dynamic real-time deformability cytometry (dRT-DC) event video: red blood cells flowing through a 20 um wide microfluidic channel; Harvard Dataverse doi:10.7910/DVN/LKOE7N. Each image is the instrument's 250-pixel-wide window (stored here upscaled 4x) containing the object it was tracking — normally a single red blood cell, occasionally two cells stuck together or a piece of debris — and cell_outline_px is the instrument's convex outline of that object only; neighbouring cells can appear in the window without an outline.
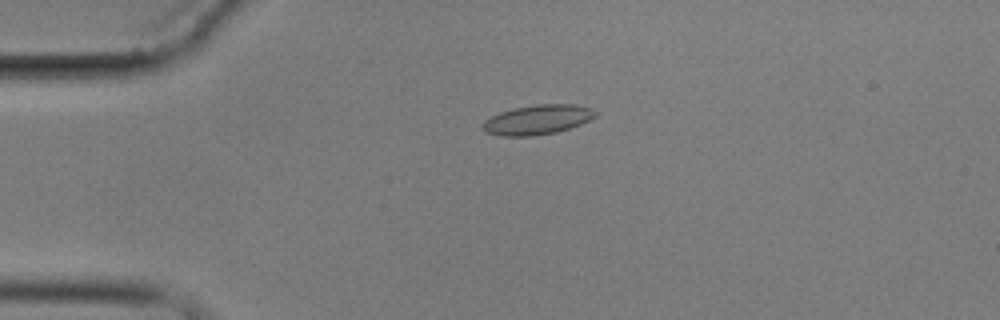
{"species": "common noctule bat (a hibernating species)", "species_latin": "Nyctalus noctula", "temperature_condition": "cold", "stored_images_in_passage": 5, "camera_frame_rate_fps": 3000, "um_per_image_px": 0.085, "animal": {"sex": "male", "body_mass_g": 17.9}, "frame": {"image": 1, "passage_image": 5, "time_ms": 4.667, "image_size_px": [1000, 320], "cell_outline_px": [[596, 116], [580, 124], [556, 132], [532, 136], [500, 136], [484, 132], [484, 120], [500, 112], [512, 108], [536, 104], [576, 104], [588, 108], [596, 112]], "centroid_in_image_um": [45.65, 10.17], "position_along_channel_um": 39.3, "area_um2": 19.31}}